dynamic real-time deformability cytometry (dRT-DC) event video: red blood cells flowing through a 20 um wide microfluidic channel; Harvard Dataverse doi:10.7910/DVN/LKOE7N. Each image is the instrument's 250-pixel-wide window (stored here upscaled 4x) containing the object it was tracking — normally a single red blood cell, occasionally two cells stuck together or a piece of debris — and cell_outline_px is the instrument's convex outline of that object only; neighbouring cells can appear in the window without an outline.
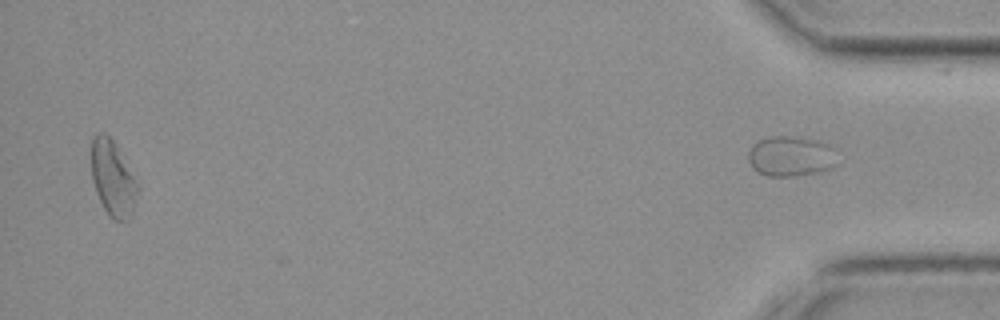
{"species": "common noctule bat (a hibernating species)", "species_latin": "Nyctalus noctula", "temperature_condition": "cold", "stored_images_in_passage": 48, "segment_of_instrument_passage": [2, 2], "camera_frame_rate_fps": 3000, "um_per_image_px": 0.085, "animal": {"sex": "female", "body_mass_g": 19.3, "forearm_length_mm": 54.1}, "frame": {"image": 1, "passage_image": 48, "time_ms": 15.667, "image_size_px": [1000, 320], "cell_outline_px": [[836, 168], [820, 172], [792, 176], [768, 176], [752, 168], [748, 160], [748, 152], [752, 144], [756, 140], [768, 136], [796, 136], [824, 140], [832, 144], [836, 148]], "centroid_in_image_um": [67.28, 13.25], "position_along_channel_um": 367.9, "area_um2": 21.79}}